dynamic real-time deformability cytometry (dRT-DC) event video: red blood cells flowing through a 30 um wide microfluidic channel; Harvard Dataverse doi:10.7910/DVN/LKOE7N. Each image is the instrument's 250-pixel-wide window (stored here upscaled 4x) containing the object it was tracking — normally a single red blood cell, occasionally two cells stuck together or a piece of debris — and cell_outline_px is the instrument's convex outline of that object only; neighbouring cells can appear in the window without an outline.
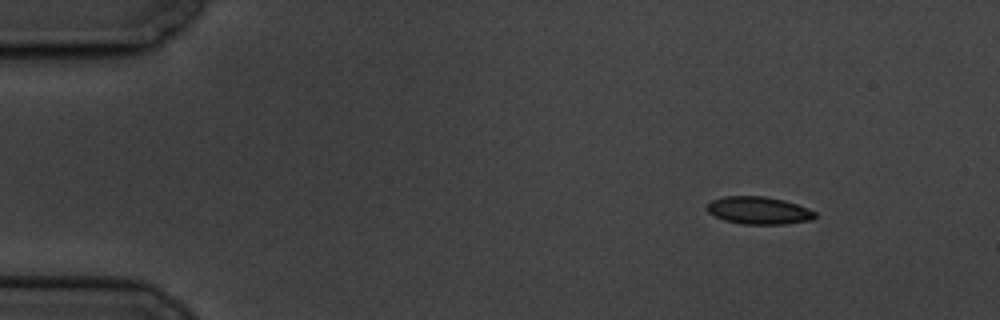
{"species": "common noctule bat (a hibernating species)", "species_latin": "Nyctalus noctula", "temperature_condition": "cold", "stored_images_in_passage": 5, "segment_of_instrument_passage": [1, 2], "camera_frame_rate_fps": 3000, "um_per_image_px": 0.085, "animal": {"sex": "male", "body_mass_g": 19.5, "forearm_length_mm": 54.6}, "frame": {"image": 1, "passage_image": 1, "time_ms": 0.0, "image_size_px": [1000, 320], "cell_outline_px": [[816, 216], [812, 220], [784, 224], [744, 224], [724, 220], [708, 212], [704, 208], [712, 200], [724, 196], [764, 196], [784, 200], [808, 208], [816, 212]], "centroid_in_image_um": [64.49, 17.88], "position_along_channel_um": 20.5, "area_um2": 17.34}}